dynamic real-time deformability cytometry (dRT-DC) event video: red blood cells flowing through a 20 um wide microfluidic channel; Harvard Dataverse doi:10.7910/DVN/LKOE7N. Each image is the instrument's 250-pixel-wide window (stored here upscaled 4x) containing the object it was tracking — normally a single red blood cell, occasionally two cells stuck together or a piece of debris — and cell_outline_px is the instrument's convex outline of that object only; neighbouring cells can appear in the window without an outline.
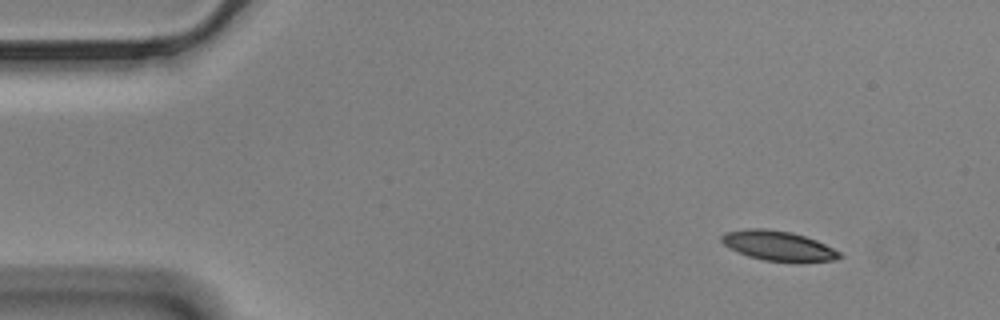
{"species": "Egyptian fruit bat (a non-hibernating species)", "species_latin": "Rousettus aegyptiacus", "temperature_condition": "cold", "stored_images_in_passage": 53, "camera_frame_rate_fps": 3000, "um_per_image_px": 0.085, "animal": {"sex": "male"}, "frame": {"image": 1, "passage_image": 1, "time_ms": 0.0, "image_size_px": [1000, 320], "cell_outline_px": [[844, 256], [832, 260], [764, 260], [748, 256], [728, 248], [720, 240], [720, 236], [724, 232], [748, 228], [764, 228], [792, 232], [816, 240], [840, 252]], "centroid_in_image_um": [66.06, 20.85], "position_along_channel_um": 18.9, "area_um2": 20.0}}
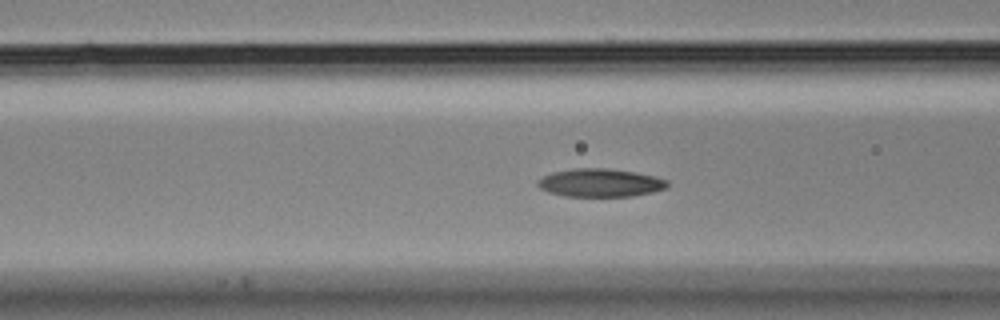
{"frame": {"image": 2, "passage_image": 17, "time_ms": 5.333, "image_size_px": [1000, 320], "cell_outline_px": [[668, 188], [652, 192], [632, 196], [564, 196], [548, 192], [540, 188], [536, 184], [536, 180], [552, 172], [576, 168], [608, 168], [636, 172], [656, 176], [668, 180]], "centroid_in_image_um": [51.03, 15.53], "position_along_channel_um": 115.6, "area_um2": 21.44}}
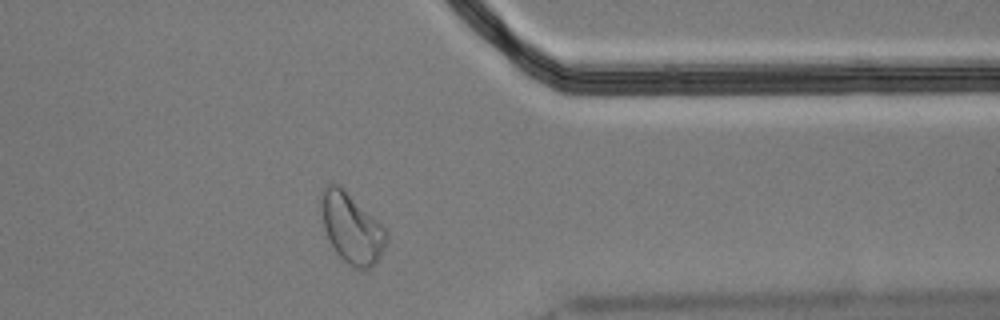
{"frame": {"image": 3, "passage_image": 41, "time_ms": 13.333, "image_size_px": [1000, 320], "cell_outline_px": [[388, 240], [376, 264], [368, 268], [352, 268], [340, 260], [328, 240], [324, 228], [320, 204], [320, 192], [332, 180], [340, 184], [384, 224], [388, 232]], "centroid_in_image_um": [29.89, 19.36], "position_along_channel_um": 381.5, "area_um2": 27.69}, "authors_computed_cell_mechanics": {"area_um2": 21.5016, "velocity_mm_per_s": 3.4458, "shape_relaxation_time_tau1_ms": 5.9497, "shape_relaxation_time_tau2_ms": 3.6443, "deformation_change_tau1": 0.1545, "deformation_change_tau2": 0.0867}}